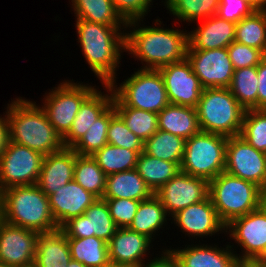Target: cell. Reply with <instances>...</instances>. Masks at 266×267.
I'll list each match as a JSON object with an SVG mask.
<instances>
[{"label": "cell", "instance_id": "ee69618b", "mask_svg": "<svg viewBox=\"0 0 266 267\" xmlns=\"http://www.w3.org/2000/svg\"><path fill=\"white\" fill-rule=\"evenodd\" d=\"M110 215L118 228H126L130 225L137 212L140 201L117 198L105 199Z\"/></svg>", "mask_w": 266, "mask_h": 267}, {"label": "cell", "instance_id": "11a10c76", "mask_svg": "<svg viewBox=\"0 0 266 267\" xmlns=\"http://www.w3.org/2000/svg\"><path fill=\"white\" fill-rule=\"evenodd\" d=\"M99 267H124V266L119 265V264L114 263L113 261L109 260L107 263H105V264H103V265H101Z\"/></svg>", "mask_w": 266, "mask_h": 267}, {"label": "cell", "instance_id": "d4e9b609", "mask_svg": "<svg viewBox=\"0 0 266 267\" xmlns=\"http://www.w3.org/2000/svg\"><path fill=\"white\" fill-rule=\"evenodd\" d=\"M75 151L64 148L44 157L36 185L49 196L73 180Z\"/></svg>", "mask_w": 266, "mask_h": 267}, {"label": "cell", "instance_id": "ffe728a7", "mask_svg": "<svg viewBox=\"0 0 266 267\" xmlns=\"http://www.w3.org/2000/svg\"><path fill=\"white\" fill-rule=\"evenodd\" d=\"M60 229L67 238H86L96 236L109 242L118 227L114 223L105 199H96L84 215L71 218Z\"/></svg>", "mask_w": 266, "mask_h": 267}, {"label": "cell", "instance_id": "b9f144b4", "mask_svg": "<svg viewBox=\"0 0 266 267\" xmlns=\"http://www.w3.org/2000/svg\"><path fill=\"white\" fill-rule=\"evenodd\" d=\"M157 1V0H155ZM154 0H111L117 14L125 23L150 17ZM149 15V16H148ZM148 16V17H147ZM147 17V18H146Z\"/></svg>", "mask_w": 266, "mask_h": 267}, {"label": "cell", "instance_id": "4dcf8cb0", "mask_svg": "<svg viewBox=\"0 0 266 267\" xmlns=\"http://www.w3.org/2000/svg\"><path fill=\"white\" fill-rule=\"evenodd\" d=\"M136 169L154 193L181 171L177 163L154 158L144 152L138 156Z\"/></svg>", "mask_w": 266, "mask_h": 267}, {"label": "cell", "instance_id": "4fadbf2b", "mask_svg": "<svg viewBox=\"0 0 266 267\" xmlns=\"http://www.w3.org/2000/svg\"><path fill=\"white\" fill-rule=\"evenodd\" d=\"M225 172L261 188L266 184V153L256 150L240 136L228 137Z\"/></svg>", "mask_w": 266, "mask_h": 267}, {"label": "cell", "instance_id": "7402d4cb", "mask_svg": "<svg viewBox=\"0 0 266 267\" xmlns=\"http://www.w3.org/2000/svg\"><path fill=\"white\" fill-rule=\"evenodd\" d=\"M196 26V27H195ZM236 23L213 15L188 29V48L210 50L228 47L235 39Z\"/></svg>", "mask_w": 266, "mask_h": 267}, {"label": "cell", "instance_id": "d6986e66", "mask_svg": "<svg viewBox=\"0 0 266 267\" xmlns=\"http://www.w3.org/2000/svg\"><path fill=\"white\" fill-rule=\"evenodd\" d=\"M158 70L163 77L170 104L197 107L203 87L187 58Z\"/></svg>", "mask_w": 266, "mask_h": 267}, {"label": "cell", "instance_id": "cb8c5ba5", "mask_svg": "<svg viewBox=\"0 0 266 267\" xmlns=\"http://www.w3.org/2000/svg\"><path fill=\"white\" fill-rule=\"evenodd\" d=\"M169 222L170 217L166 213L162 202L153 195L147 200L140 201L134 219L127 228L131 231L147 236L155 242L156 245L157 242L162 243V241H164V238L161 240V237L165 236V234H168L166 237L167 242L168 237L169 240H173L172 238L170 239V234L168 233L171 228V224ZM167 229L168 231H166ZM157 238L159 241H157Z\"/></svg>", "mask_w": 266, "mask_h": 267}, {"label": "cell", "instance_id": "74e56055", "mask_svg": "<svg viewBox=\"0 0 266 267\" xmlns=\"http://www.w3.org/2000/svg\"><path fill=\"white\" fill-rule=\"evenodd\" d=\"M116 114L112 104L89 128L84 136L72 147L81 156H92L107 144L108 125Z\"/></svg>", "mask_w": 266, "mask_h": 267}, {"label": "cell", "instance_id": "db71d44e", "mask_svg": "<svg viewBox=\"0 0 266 267\" xmlns=\"http://www.w3.org/2000/svg\"><path fill=\"white\" fill-rule=\"evenodd\" d=\"M254 262H266V247L260 254V256L256 260H254Z\"/></svg>", "mask_w": 266, "mask_h": 267}, {"label": "cell", "instance_id": "f35d334b", "mask_svg": "<svg viewBox=\"0 0 266 267\" xmlns=\"http://www.w3.org/2000/svg\"><path fill=\"white\" fill-rule=\"evenodd\" d=\"M114 107L127 128L141 141L145 142L159 130L157 113L127 106Z\"/></svg>", "mask_w": 266, "mask_h": 267}, {"label": "cell", "instance_id": "52a82bcc", "mask_svg": "<svg viewBox=\"0 0 266 267\" xmlns=\"http://www.w3.org/2000/svg\"><path fill=\"white\" fill-rule=\"evenodd\" d=\"M209 197L226 226L259 208L260 187L224 171L209 181Z\"/></svg>", "mask_w": 266, "mask_h": 267}, {"label": "cell", "instance_id": "7bdbcfd3", "mask_svg": "<svg viewBox=\"0 0 266 267\" xmlns=\"http://www.w3.org/2000/svg\"><path fill=\"white\" fill-rule=\"evenodd\" d=\"M229 58L234 70L258 66L265 55L256 48L233 41L228 47Z\"/></svg>", "mask_w": 266, "mask_h": 267}, {"label": "cell", "instance_id": "f1b7e54d", "mask_svg": "<svg viewBox=\"0 0 266 267\" xmlns=\"http://www.w3.org/2000/svg\"><path fill=\"white\" fill-rule=\"evenodd\" d=\"M174 23L192 27L193 23L217 15L221 0H160ZM163 3V4H162Z\"/></svg>", "mask_w": 266, "mask_h": 267}, {"label": "cell", "instance_id": "3957f363", "mask_svg": "<svg viewBox=\"0 0 266 267\" xmlns=\"http://www.w3.org/2000/svg\"><path fill=\"white\" fill-rule=\"evenodd\" d=\"M37 100L21 96L7 103L9 141L46 156L65 148L62 136L54 129Z\"/></svg>", "mask_w": 266, "mask_h": 267}, {"label": "cell", "instance_id": "8992f818", "mask_svg": "<svg viewBox=\"0 0 266 267\" xmlns=\"http://www.w3.org/2000/svg\"><path fill=\"white\" fill-rule=\"evenodd\" d=\"M201 131L239 136L245 109L228 88H203L196 107Z\"/></svg>", "mask_w": 266, "mask_h": 267}, {"label": "cell", "instance_id": "d590c367", "mask_svg": "<svg viewBox=\"0 0 266 267\" xmlns=\"http://www.w3.org/2000/svg\"><path fill=\"white\" fill-rule=\"evenodd\" d=\"M139 154L134 150L106 144L103 148L96 151L92 158L106 176L135 169Z\"/></svg>", "mask_w": 266, "mask_h": 267}, {"label": "cell", "instance_id": "ac0fdd59", "mask_svg": "<svg viewBox=\"0 0 266 267\" xmlns=\"http://www.w3.org/2000/svg\"><path fill=\"white\" fill-rule=\"evenodd\" d=\"M38 234L0 219V262L10 267H33Z\"/></svg>", "mask_w": 266, "mask_h": 267}, {"label": "cell", "instance_id": "60d3db41", "mask_svg": "<svg viewBox=\"0 0 266 267\" xmlns=\"http://www.w3.org/2000/svg\"><path fill=\"white\" fill-rule=\"evenodd\" d=\"M107 143L117 147L134 150L138 154L143 152L144 142L127 128L125 122L117 113L109 122Z\"/></svg>", "mask_w": 266, "mask_h": 267}, {"label": "cell", "instance_id": "83f0119b", "mask_svg": "<svg viewBox=\"0 0 266 267\" xmlns=\"http://www.w3.org/2000/svg\"><path fill=\"white\" fill-rule=\"evenodd\" d=\"M157 115L159 130L185 140L201 131L197 110L194 107L169 104Z\"/></svg>", "mask_w": 266, "mask_h": 267}, {"label": "cell", "instance_id": "277c9868", "mask_svg": "<svg viewBox=\"0 0 266 267\" xmlns=\"http://www.w3.org/2000/svg\"><path fill=\"white\" fill-rule=\"evenodd\" d=\"M0 219L38 233L58 229L49 197L36 185L12 186L0 192Z\"/></svg>", "mask_w": 266, "mask_h": 267}, {"label": "cell", "instance_id": "2e32d148", "mask_svg": "<svg viewBox=\"0 0 266 267\" xmlns=\"http://www.w3.org/2000/svg\"><path fill=\"white\" fill-rule=\"evenodd\" d=\"M187 60L203 88H228L234 73L226 48L187 49Z\"/></svg>", "mask_w": 266, "mask_h": 267}, {"label": "cell", "instance_id": "e0dca14e", "mask_svg": "<svg viewBox=\"0 0 266 267\" xmlns=\"http://www.w3.org/2000/svg\"><path fill=\"white\" fill-rule=\"evenodd\" d=\"M147 236L126 228H118L108 242L109 260L124 267H140L146 260L153 257L161 249H167L166 241L163 246L154 245ZM165 245V246H164ZM155 247V248H153ZM152 249V250H151Z\"/></svg>", "mask_w": 266, "mask_h": 267}, {"label": "cell", "instance_id": "c3c4849f", "mask_svg": "<svg viewBox=\"0 0 266 267\" xmlns=\"http://www.w3.org/2000/svg\"><path fill=\"white\" fill-rule=\"evenodd\" d=\"M3 114H0V157L6 150L9 142V124L7 119V104L4 107Z\"/></svg>", "mask_w": 266, "mask_h": 267}, {"label": "cell", "instance_id": "5b68a950", "mask_svg": "<svg viewBox=\"0 0 266 267\" xmlns=\"http://www.w3.org/2000/svg\"><path fill=\"white\" fill-rule=\"evenodd\" d=\"M124 76L122 82L115 78L109 85L113 90V105L127 106L159 113L169 100L163 77L159 70L136 69ZM127 77V78H126Z\"/></svg>", "mask_w": 266, "mask_h": 267}, {"label": "cell", "instance_id": "e575fe53", "mask_svg": "<svg viewBox=\"0 0 266 267\" xmlns=\"http://www.w3.org/2000/svg\"><path fill=\"white\" fill-rule=\"evenodd\" d=\"M234 41L259 49L266 56V10H256L236 23Z\"/></svg>", "mask_w": 266, "mask_h": 267}, {"label": "cell", "instance_id": "8fae6325", "mask_svg": "<svg viewBox=\"0 0 266 267\" xmlns=\"http://www.w3.org/2000/svg\"><path fill=\"white\" fill-rule=\"evenodd\" d=\"M225 237L239 261L256 260L266 247V212L259 207L232 220L225 227Z\"/></svg>", "mask_w": 266, "mask_h": 267}, {"label": "cell", "instance_id": "9a60e30c", "mask_svg": "<svg viewBox=\"0 0 266 267\" xmlns=\"http://www.w3.org/2000/svg\"><path fill=\"white\" fill-rule=\"evenodd\" d=\"M224 238L216 243L184 242L185 246L182 247L180 246L182 243L177 242V245L172 244L168 247L177 258L180 267H236L239 260L229 246L228 240L223 243L226 240V237Z\"/></svg>", "mask_w": 266, "mask_h": 267}, {"label": "cell", "instance_id": "7c38bea8", "mask_svg": "<svg viewBox=\"0 0 266 267\" xmlns=\"http://www.w3.org/2000/svg\"><path fill=\"white\" fill-rule=\"evenodd\" d=\"M44 157L35 150L9 141L0 157V192L12 186L36 184Z\"/></svg>", "mask_w": 266, "mask_h": 267}, {"label": "cell", "instance_id": "ab89813d", "mask_svg": "<svg viewBox=\"0 0 266 267\" xmlns=\"http://www.w3.org/2000/svg\"><path fill=\"white\" fill-rule=\"evenodd\" d=\"M239 136L256 150L266 153V110H246Z\"/></svg>", "mask_w": 266, "mask_h": 267}, {"label": "cell", "instance_id": "d6a6232c", "mask_svg": "<svg viewBox=\"0 0 266 267\" xmlns=\"http://www.w3.org/2000/svg\"><path fill=\"white\" fill-rule=\"evenodd\" d=\"M70 255L86 267H99L109 261L108 243L96 236L68 238Z\"/></svg>", "mask_w": 266, "mask_h": 267}, {"label": "cell", "instance_id": "6f0895ef", "mask_svg": "<svg viewBox=\"0 0 266 267\" xmlns=\"http://www.w3.org/2000/svg\"><path fill=\"white\" fill-rule=\"evenodd\" d=\"M0 267H10V266L4 264L3 262H0Z\"/></svg>", "mask_w": 266, "mask_h": 267}, {"label": "cell", "instance_id": "816d5d0a", "mask_svg": "<svg viewBox=\"0 0 266 267\" xmlns=\"http://www.w3.org/2000/svg\"><path fill=\"white\" fill-rule=\"evenodd\" d=\"M236 267H259L254 261H238Z\"/></svg>", "mask_w": 266, "mask_h": 267}, {"label": "cell", "instance_id": "44dd1931", "mask_svg": "<svg viewBox=\"0 0 266 267\" xmlns=\"http://www.w3.org/2000/svg\"><path fill=\"white\" fill-rule=\"evenodd\" d=\"M97 84L98 87L80 105L79 112L75 116L69 132L63 137L65 148H72L113 104L114 94L111 86L109 84Z\"/></svg>", "mask_w": 266, "mask_h": 267}, {"label": "cell", "instance_id": "603a6c76", "mask_svg": "<svg viewBox=\"0 0 266 267\" xmlns=\"http://www.w3.org/2000/svg\"><path fill=\"white\" fill-rule=\"evenodd\" d=\"M50 209L58 228L71 218L84 215L87 208L98 199L74 179L49 195Z\"/></svg>", "mask_w": 266, "mask_h": 267}, {"label": "cell", "instance_id": "30bf717a", "mask_svg": "<svg viewBox=\"0 0 266 267\" xmlns=\"http://www.w3.org/2000/svg\"><path fill=\"white\" fill-rule=\"evenodd\" d=\"M170 223L171 226L173 224L170 230L173 229L175 232V228H177V238L179 237L178 233H182L177 240L184 238L183 243L188 241L209 242V240L216 242L217 236L218 240H220L219 236L222 239H224L223 236L225 237L226 226L219 219L210 197L180 210L170 218ZM185 239L187 241H184Z\"/></svg>", "mask_w": 266, "mask_h": 267}, {"label": "cell", "instance_id": "4316f807", "mask_svg": "<svg viewBox=\"0 0 266 267\" xmlns=\"http://www.w3.org/2000/svg\"><path fill=\"white\" fill-rule=\"evenodd\" d=\"M153 195L154 192L135 168L106 176L105 191L102 199L126 198L143 201Z\"/></svg>", "mask_w": 266, "mask_h": 267}, {"label": "cell", "instance_id": "681fc988", "mask_svg": "<svg viewBox=\"0 0 266 267\" xmlns=\"http://www.w3.org/2000/svg\"><path fill=\"white\" fill-rule=\"evenodd\" d=\"M247 2L255 11L266 10V0H242Z\"/></svg>", "mask_w": 266, "mask_h": 267}, {"label": "cell", "instance_id": "6da1fadb", "mask_svg": "<svg viewBox=\"0 0 266 267\" xmlns=\"http://www.w3.org/2000/svg\"><path fill=\"white\" fill-rule=\"evenodd\" d=\"M145 21L146 19L126 23L125 28V53L141 64L138 69L158 70L186 59V26L183 29L178 23H170L172 27L169 28L159 16L152 20V25Z\"/></svg>", "mask_w": 266, "mask_h": 267}, {"label": "cell", "instance_id": "1f68e13d", "mask_svg": "<svg viewBox=\"0 0 266 267\" xmlns=\"http://www.w3.org/2000/svg\"><path fill=\"white\" fill-rule=\"evenodd\" d=\"M257 66L234 70L228 89L245 110H258Z\"/></svg>", "mask_w": 266, "mask_h": 267}, {"label": "cell", "instance_id": "5bb4252c", "mask_svg": "<svg viewBox=\"0 0 266 267\" xmlns=\"http://www.w3.org/2000/svg\"><path fill=\"white\" fill-rule=\"evenodd\" d=\"M154 195L162 202L171 218L180 210L209 197V181L179 172L161 186Z\"/></svg>", "mask_w": 266, "mask_h": 267}, {"label": "cell", "instance_id": "f907efd6", "mask_svg": "<svg viewBox=\"0 0 266 267\" xmlns=\"http://www.w3.org/2000/svg\"><path fill=\"white\" fill-rule=\"evenodd\" d=\"M259 207L266 212V184L260 188Z\"/></svg>", "mask_w": 266, "mask_h": 267}, {"label": "cell", "instance_id": "836d02e7", "mask_svg": "<svg viewBox=\"0 0 266 267\" xmlns=\"http://www.w3.org/2000/svg\"><path fill=\"white\" fill-rule=\"evenodd\" d=\"M185 149V139L158 130L143 145V152L154 158L170 161L181 165Z\"/></svg>", "mask_w": 266, "mask_h": 267}, {"label": "cell", "instance_id": "9c48e42d", "mask_svg": "<svg viewBox=\"0 0 266 267\" xmlns=\"http://www.w3.org/2000/svg\"><path fill=\"white\" fill-rule=\"evenodd\" d=\"M228 137L200 131L185 140L181 172L210 181L225 171Z\"/></svg>", "mask_w": 266, "mask_h": 267}, {"label": "cell", "instance_id": "7a4b0ae2", "mask_svg": "<svg viewBox=\"0 0 266 267\" xmlns=\"http://www.w3.org/2000/svg\"><path fill=\"white\" fill-rule=\"evenodd\" d=\"M74 26L81 55L96 80L100 84H110L115 78L120 79L118 71L126 54V26H109L83 19H75Z\"/></svg>", "mask_w": 266, "mask_h": 267}, {"label": "cell", "instance_id": "7dc6e473", "mask_svg": "<svg viewBox=\"0 0 266 267\" xmlns=\"http://www.w3.org/2000/svg\"><path fill=\"white\" fill-rule=\"evenodd\" d=\"M259 79L258 87V110H266V56L257 66Z\"/></svg>", "mask_w": 266, "mask_h": 267}, {"label": "cell", "instance_id": "8d00e7d4", "mask_svg": "<svg viewBox=\"0 0 266 267\" xmlns=\"http://www.w3.org/2000/svg\"><path fill=\"white\" fill-rule=\"evenodd\" d=\"M73 179L86 191L102 198L105 191L106 175L92 156L75 153Z\"/></svg>", "mask_w": 266, "mask_h": 267}, {"label": "cell", "instance_id": "f5cc1de1", "mask_svg": "<svg viewBox=\"0 0 266 267\" xmlns=\"http://www.w3.org/2000/svg\"><path fill=\"white\" fill-rule=\"evenodd\" d=\"M67 267H86L84 264L79 261L71 259Z\"/></svg>", "mask_w": 266, "mask_h": 267}, {"label": "cell", "instance_id": "484cf974", "mask_svg": "<svg viewBox=\"0 0 266 267\" xmlns=\"http://www.w3.org/2000/svg\"><path fill=\"white\" fill-rule=\"evenodd\" d=\"M71 259L68 238L60 228L38 234L33 267H67Z\"/></svg>", "mask_w": 266, "mask_h": 267}, {"label": "cell", "instance_id": "9f6ffc18", "mask_svg": "<svg viewBox=\"0 0 266 267\" xmlns=\"http://www.w3.org/2000/svg\"><path fill=\"white\" fill-rule=\"evenodd\" d=\"M259 267H266V262H255Z\"/></svg>", "mask_w": 266, "mask_h": 267}, {"label": "cell", "instance_id": "bcb514c9", "mask_svg": "<svg viewBox=\"0 0 266 267\" xmlns=\"http://www.w3.org/2000/svg\"><path fill=\"white\" fill-rule=\"evenodd\" d=\"M140 267H180L177 258L172 251L161 249L153 255V258L146 260Z\"/></svg>", "mask_w": 266, "mask_h": 267}, {"label": "cell", "instance_id": "f546056e", "mask_svg": "<svg viewBox=\"0 0 266 267\" xmlns=\"http://www.w3.org/2000/svg\"><path fill=\"white\" fill-rule=\"evenodd\" d=\"M75 19L109 26H126L111 0H68Z\"/></svg>", "mask_w": 266, "mask_h": 267}, {"label": "cell", "instance_id": "ba28073f", "mask_svg": "<svg viewBox=\"0 0 266 267\" xmlns=\"http://www.w3.org/2000/svg\"><path fill=\"white\" fill-rule=\"evenodd\" d=\"M75 81L69 77L62 79L47 89L40 100L41 104L38 103L62 138L69 132L80 105L98 87L89 81Z\"/></svg>", "mask_w": 266, "mask_h": 267}, {"label": "cell", "instance_id": "f6af8a7d", "mask_svg": "<svg viewBox=\"0 0 266 267\" xmlns=\"http://www.w3.org/2000/svg\"><path fill=\"white\" fill-rule=\"evenodd\" d=\"M255 10L242 0H221L217 15L227 21L238 23L246 16H250Z\"/></svg>", "mask_w": 266, "mask_h": 267}]
</instances>
